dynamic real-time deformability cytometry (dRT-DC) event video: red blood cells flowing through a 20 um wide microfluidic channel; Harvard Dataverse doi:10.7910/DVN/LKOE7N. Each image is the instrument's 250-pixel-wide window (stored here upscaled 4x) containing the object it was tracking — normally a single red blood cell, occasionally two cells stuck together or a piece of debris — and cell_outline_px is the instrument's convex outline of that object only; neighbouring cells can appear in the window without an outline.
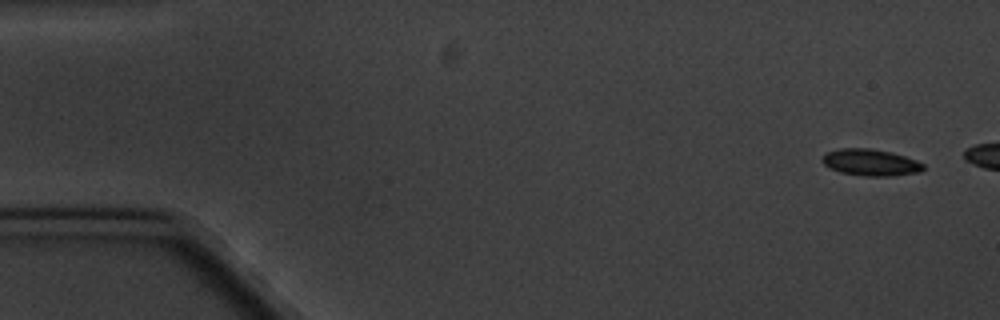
{"species": "common noctule bat (a hibernating species)", "species_latin": "Nyctalus noctula", "temperature_condition": "cold", "stored_images_in_passage": 2, "camera_frame_rate_fps": 3000, "um_per_image_px": 0.085, "animal": {"sex": "male", "body_mass_g": 20.1, "forearm_length_mm": 53.5}, "frame": {"image": 1, "passage_image": 1, "time_ms": 0.0, "image_size_px": [1000, 320], "cell_outline_px": [[924, 168], [920, 172], [888, 176], [864, 176], [840, 172], [824, 164], [820, 160], [828, 152], [840, 148], [868, 148], [892, 152], [916, 160], [924, 164]], "centroid_in_image_um": [74.01, 13.8], "position_along_channel_um": 11.0, "area_um2": 15.55}}